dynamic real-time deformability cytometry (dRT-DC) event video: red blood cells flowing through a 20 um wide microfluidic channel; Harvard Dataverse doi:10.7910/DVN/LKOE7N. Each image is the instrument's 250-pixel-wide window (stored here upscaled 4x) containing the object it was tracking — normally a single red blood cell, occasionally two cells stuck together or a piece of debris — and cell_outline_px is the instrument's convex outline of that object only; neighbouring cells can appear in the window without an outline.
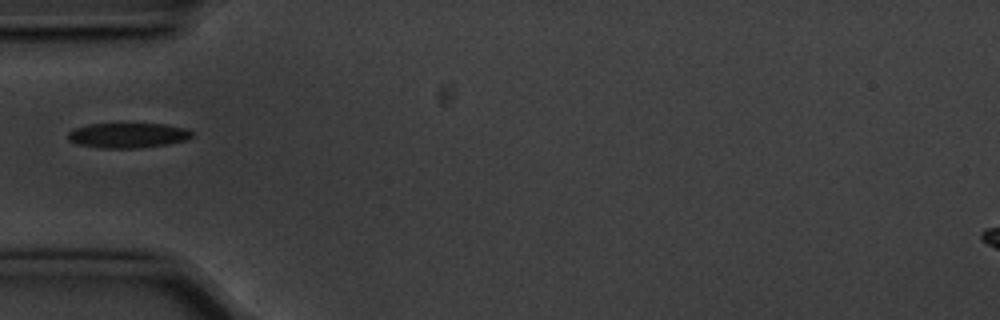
{"species": "common noctule bat (a hibernating species)", "species_latin": "Nyctalus noctula", "temperature_condition": "cold", "stored_images_in_passage": 16, "camera_frame_rate_fps": 3000, "um_per_image_px": 0.085, "animal": {"sex": "male", "body_mass_g": 20.1, "forearm_length_mm": 53.5}, "frame": {"image": 1, "passage_image": 1, "time_ms": 0.0, "image_size_px": [1000, 320], "cell_outline_px": [[192, 136], [188, 140], [168, 144], [140, 148], [100, 148], [76, 144], [68, 140], [68, 132], [76, 128], [88, 124], [120, 120], [164, 124], [184, 128], [192, 132]], "centroid_in_image_um": [10.84, 11.45], "position_along_channel_um": 74.2, "area_um2": 19.19}}